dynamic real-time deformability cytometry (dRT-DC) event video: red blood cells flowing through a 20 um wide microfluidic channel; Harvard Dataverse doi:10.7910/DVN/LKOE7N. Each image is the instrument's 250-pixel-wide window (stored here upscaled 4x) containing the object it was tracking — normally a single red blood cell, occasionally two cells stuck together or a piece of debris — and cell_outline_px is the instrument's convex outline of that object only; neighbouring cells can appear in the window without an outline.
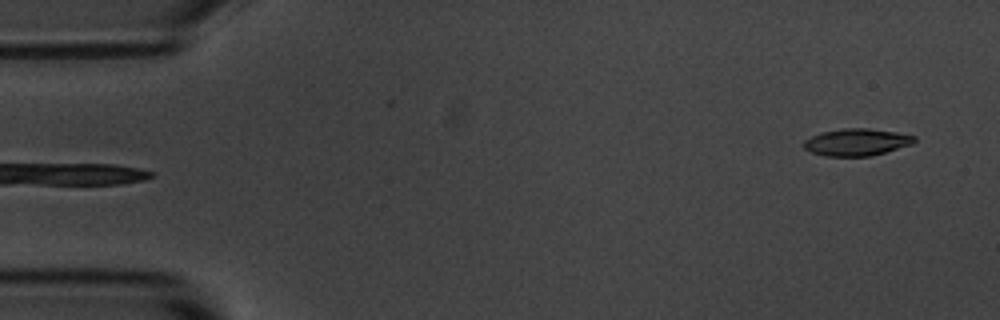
{"species": "common noctule bat (a hibernating species)", "species_latin": "Nyctalus noctula", "temperature_condition": "room temperature", "stored_images_in_passage": 4, "segment_of_instrument_passage": [2, 2], "camera_frame_rate_fps": 3000, "um_per_image_px": 0.085, "animal": {"sex": "male", "body_mass_g": 20.1, "forearm_length_mm": 53.5}, "frame": {"image": 1, "passage_image": 4, "time_ms": 3.667, "image_size_px": [1000, 320], "cell_outline_px": [[916, 140], [912, 144], [872, 156], [824, 156], [812, 152], [804, 148], [804, 140], [820, 132], [844, 128], [868, 128], [896, 132], [916, 136]], "centroid_in_image_um": [72.82, 12.08], "position_along_channel_um": 12.2, "area_um2": 17.46}}